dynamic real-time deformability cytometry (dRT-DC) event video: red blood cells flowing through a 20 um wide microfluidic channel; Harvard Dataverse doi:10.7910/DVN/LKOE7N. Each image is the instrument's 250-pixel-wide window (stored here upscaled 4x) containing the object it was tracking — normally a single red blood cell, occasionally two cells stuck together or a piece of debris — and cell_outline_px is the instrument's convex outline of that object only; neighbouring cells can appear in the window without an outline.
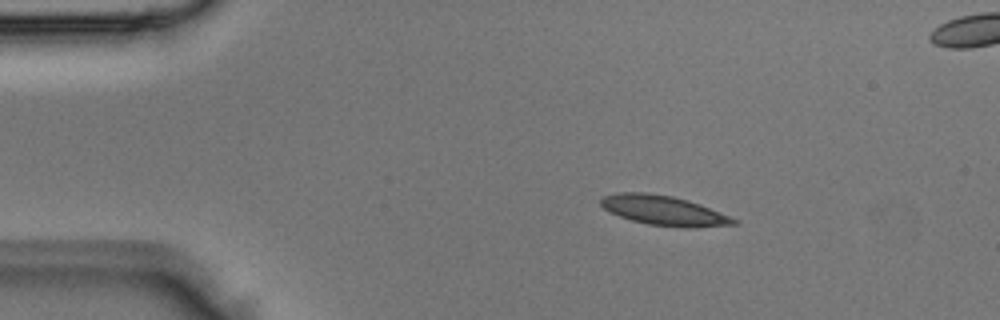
{"species": "Egyptian fruit bat (a non-hibernating species)", "species_latin": "Rousettus aegyptiacus", "temperature_condition": "room temperature", "stored_images_in_passage": 3, "segment_of_instrument_passage": [1, 2], "camera_frame_rate_fps": 3000, "um_per_image_px": 0.085, "animal": {"sex": "male"}, "frame": {"image": 1, "passage_image": 1, "time_ms": 0.0, "image_size_px": [1000, 320], "cell_outline_px": [[740, 220], [736, 224], [696, 228], [684, 228], [648, 224], [632, 220], [620, 216], [604, 208], [600, 204], [600, 200], [604, 196], [620, 192], [644, 192], [672, 196], [688, 200], [700, 204]], "centroid_in_image_um": [56.47, 17.9], "position_along_channel_um": 28.5, "area_um2": 22.95}}